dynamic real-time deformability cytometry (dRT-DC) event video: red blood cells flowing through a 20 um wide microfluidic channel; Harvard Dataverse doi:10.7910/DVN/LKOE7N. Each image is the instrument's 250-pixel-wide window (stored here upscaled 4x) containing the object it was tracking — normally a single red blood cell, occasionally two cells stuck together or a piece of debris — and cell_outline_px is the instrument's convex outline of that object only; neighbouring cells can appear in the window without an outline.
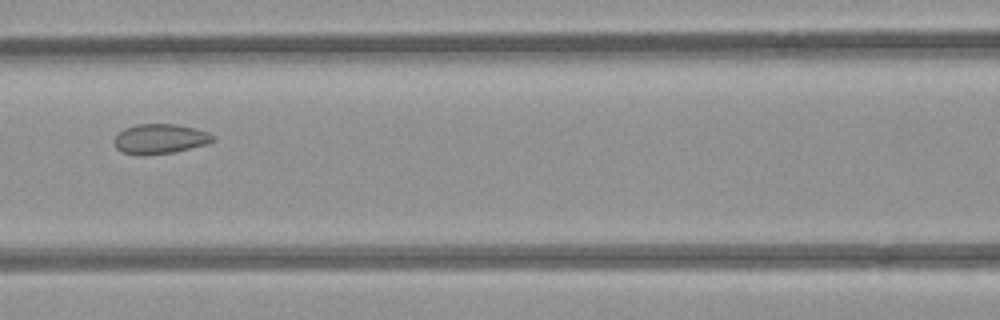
{"species": "common noctule bat (a hibernating species)", "species_latin": "Nyctalus noctula", "temperature_condition": "room temperature", "stored_images_in_passage": 11, "camera_frame_rate_fps": 3000, "um_per_image_px": 0.085, "animal": {"sex": "female", "body_mass_g": 21.9}, "frame": {"image": 1, "passage_image": 7, "time_ms": 8.0, "image_size_px": [1000, 320], "cell_outline_px": [[216, 140], [208, 144], [172, 152], [144, 156], [136, 156], [120, 152], [116, 148], [112, 140], [124, 128], [136, 124], [176, 124], [196, 128], [208, 132], [216, 136]], "centroid_in_image_um": [13.59, 11.81], "position_along_channel_um": 153.0, "area_um2": 17.57}}
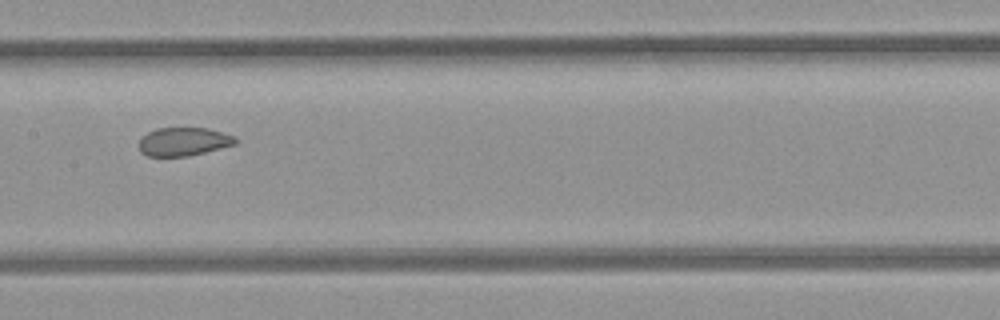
{"frame": {"image": 2, "passage_image": 8, "time_ms": 9.0, "image_size_px": [1000, 320], "cell_outline_px": [[236, 144], [188, 156], [148, 156], [140, 152], [140, 140], [148, 132], [156, 128], [208, 128], [236, 136]], "centroid_in_image_um": [15.62, 12.03], "position_along_channel_um": 191.8, "area_um2": 15.84}}
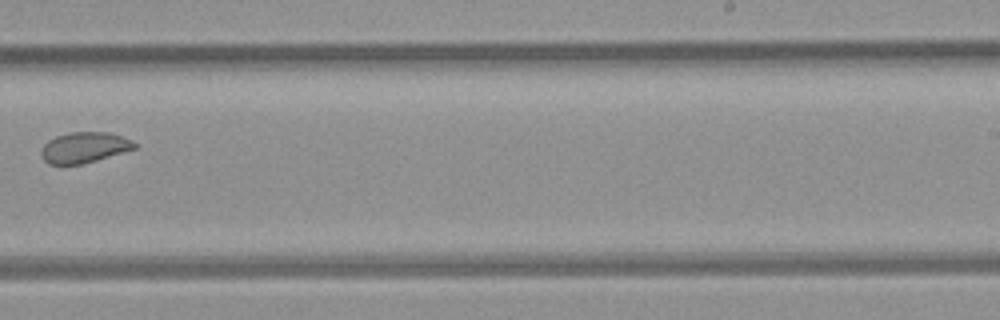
{"frame": {"image": 3, "passage_image": 10, "time_ms": 11.333, "image_size_px": [1000, 320], "cell_outline_px": [[136, 148], [84, 164], [48, 164], [40, 156], [40, 152], [44, 144], [48, 140], [56, 136], [72, 132], [108, 132], [132, 140], [136, 144]], "centroid_in_image_um": [7.13, 12.54], "position_along_channel_um": 281.9, "area_um2": 16.65}}